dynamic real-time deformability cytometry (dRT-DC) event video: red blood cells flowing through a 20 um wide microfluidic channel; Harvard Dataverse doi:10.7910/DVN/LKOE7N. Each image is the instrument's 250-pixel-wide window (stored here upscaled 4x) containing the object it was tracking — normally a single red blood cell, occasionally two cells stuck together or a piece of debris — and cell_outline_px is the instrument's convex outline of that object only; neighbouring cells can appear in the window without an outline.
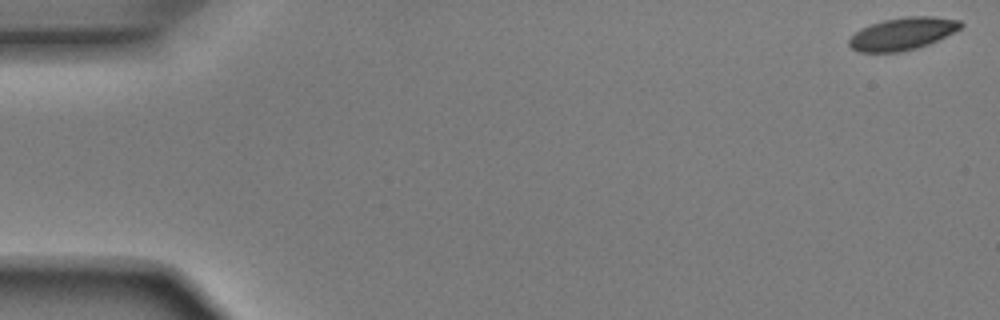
{"species": "Egyptian fruit bat (a non-hibernating species)", "species_latin": "Rousettus aegyptiacus", "temperature_condition": "room temperature", "stored_images_in_passage": 52, "camera_frame_rate_fps": 3000, "um_per_image_px": 0.085, "animal": {"sex": "male"}, "frame": {"image": 1, "passage_image": 1, "time_ms": 0.0, "image_size_px": [1000, 320], "cell_outline_px": [[964, 24], [960, 28], [928, 44], [916, 48], [900, 52], [856, 52], [848, 44], [848, 40], [856, 32], [872, 24], [884, 20], [908, 16], [932, 16], [960, 20]], "centroid_in_image_um": [76.7, 2.87], "position_along_channel_um": 8.3, "area_um2": 20.75}}
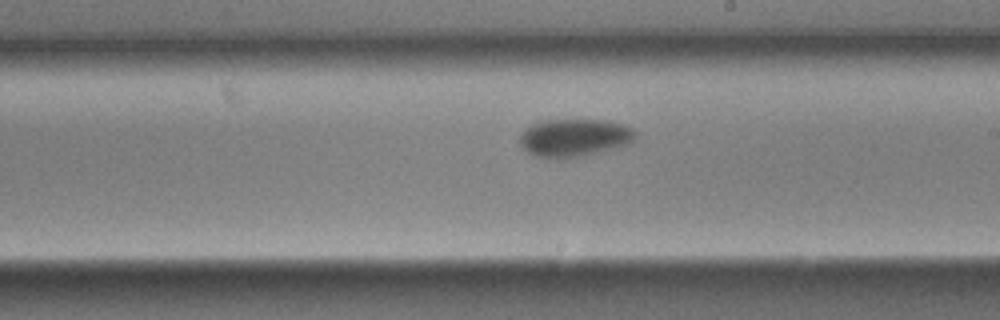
{"frame": {"image": 2, "passage_image": 30, "time_ms": 9.667, "image_size_px": [1000, 320], "cell_outline_px": [[636, 140], [628, 144], [616, 148], [576, 156], [536, 156], [528, 152], [520, 144], [520, 136], [532, 124], [540, 120], [604, 120], [624, 124], [632, 128], [636, 132]], "centroid_in_image_um": [48.88, 11.66], "position_along_channel_um": 240.1, "area_um2": 24.85}}
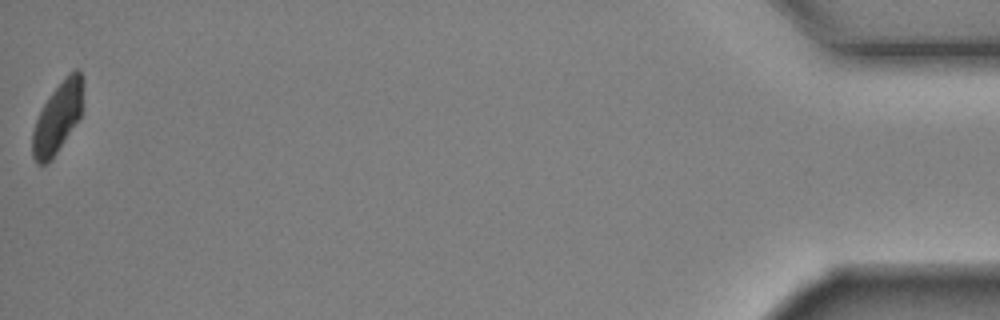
{"frame": {"image": 3, "passage_image": 52, "time_ms": 17.0, "image_size_px": [1000, 320], "cell_outline_px": [[84, 80], [80, 116], [56, 152], [44, 164], [36, 164], [32, 156], [32, 132], [36, 120], [44, 104], [52, 92], [76, 68], [80, 72]], "centroid_in_image_um": [4.88, 10.0], "position_along_channel_um": 430.3, "area_um2": 20.0}, "authors_computed_cell_mechanics": {"area_um2": 23.1778, "velocity_mm_per_s": 3.8934, "shape_relaxation_time_tau1_ms": 1.9897, "shape_relaxation_time_tau2_ms": 5.3029, "deformation_change_tau1": 0.1197, "deformation_change_tau2": 0.0621}}